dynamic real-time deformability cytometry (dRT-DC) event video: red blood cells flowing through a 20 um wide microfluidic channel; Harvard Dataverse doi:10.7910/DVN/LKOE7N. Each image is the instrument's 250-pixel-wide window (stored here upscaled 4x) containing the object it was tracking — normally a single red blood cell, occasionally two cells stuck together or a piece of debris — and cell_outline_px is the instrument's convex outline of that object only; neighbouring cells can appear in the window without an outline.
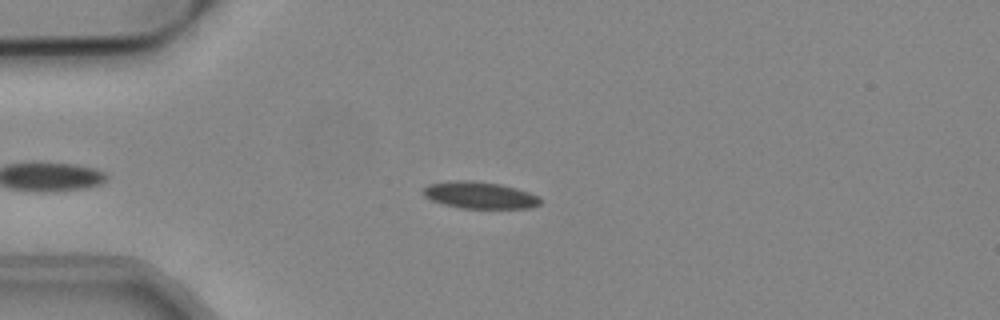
{"species": "common noctule bat (a hibernating species)", "species_latin": "Nyctalus noctula", "temperature_condition": "cold", "stored_images_in_passage": 40, "camera_frame_rate_fps": 3000, "um_per_image_px": 0.085, "animal": {"sex": "male", "body_mass_g": 19.2, "forearm_length_mm": 51.8}, "frame": {"image": 1, "passage_image": 11, "time_ms": 3.333, "image_size_px": [1000, 320], "cell_outline_px": [[540, 204], [528, 208], [460, 208], [444, 204], [432, 200], [424, 196], [420, 192], [428, 184], [452, 180], [472, 180], [500, 184], [516, 188], [528, 192], [536, 196], [540, 200]], "centroid_in_image_um": [40.71, 16.58], "position_along_channel_um": 44.3, "area_um2": 18.26}}
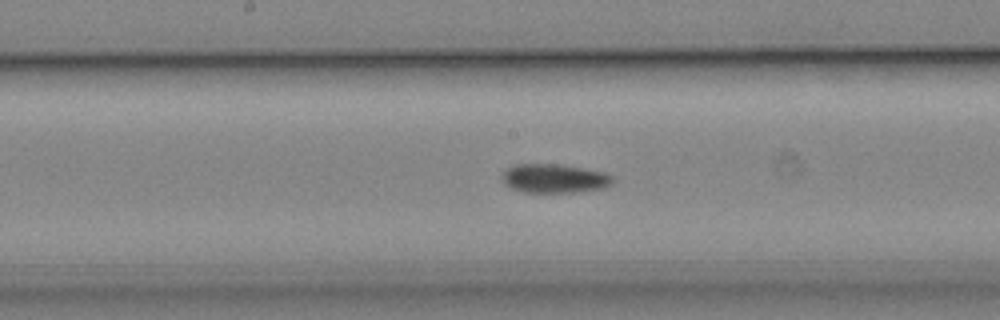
{"frame": {"image": 2, "passage_image": 25, "time_ms": 8.0, "image_size_px": [1000, 320], "cell_outline_px": [[612, 184], [604, 188], [572, 192], [524, 192], [508, 188], [500, 180], [500, 176], [508, 168], [516, 164], [556, 164], [604, 172], [612, 176]], "centroid_in_image_um": [47.05, 15.17], "position_along_channel_um": 201.2, "area_um2": 18.61}}
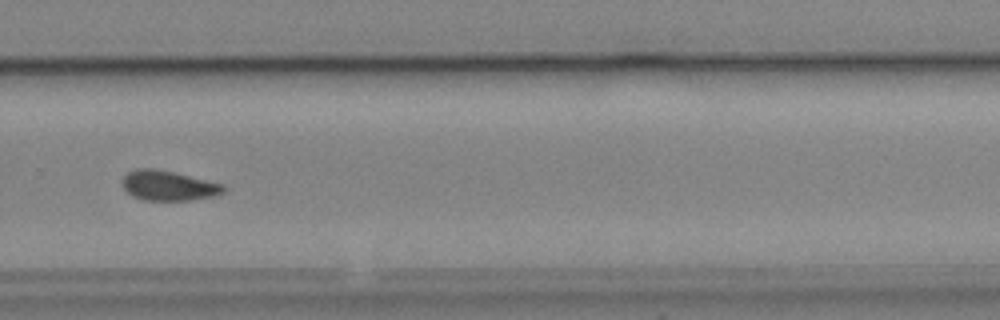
{"frame": {"image": 3, "passage_image": 34, "time_ms": 11.0, "image_size_px": [1000, 320], "cell_outline_px": [[224, 192], [212, 196], [188, 200], [144, 200], [128, 192], [124, 188], [124, 176], [128, 172], [136, 168], [152, 168], [172, 172], [224, 184]], "centroid_in_image_um": [14.32, 15.77], "position_along_channel_um": 315.5, "area_um2": 17.17}, "authors_computed_cell_mechanics": {"area_um2": 17.918, "velocity_mm_per_s": 3.8274, "shape_relaxation_time_tau1_ms": 10.3607, "shape_relaxation_time_tau2_ms": 6.9293, "deformation_change_tau1": 0.1709, "deformation_change_tau2": 0.0999}}